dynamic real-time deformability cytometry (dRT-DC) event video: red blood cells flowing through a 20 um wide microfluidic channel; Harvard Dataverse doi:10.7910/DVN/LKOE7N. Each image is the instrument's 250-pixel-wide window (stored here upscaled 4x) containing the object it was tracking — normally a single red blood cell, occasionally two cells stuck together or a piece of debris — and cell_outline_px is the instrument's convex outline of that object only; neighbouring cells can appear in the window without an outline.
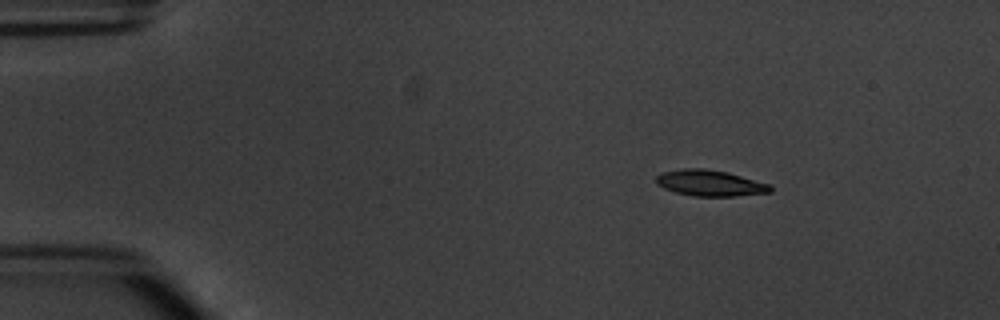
{"species": "common noctule bat (a hibernating species)", "species_latin": "Nyctalus noctula", "temperature_condition": "warm", "stored_images_in_passage": 4, "camera_frame_rate_fps": 3000, "um_per_image_px": 0.085, "animal": {"sex": "male", "body_mass_g": 20.1, "forearm_length_mm": 53.5}, "frame": {"image": 1, "passage_image": 2, "time_ms": 1.0, "image_size_px": [1000, 320], "cell_outline_px": [[772, 192], [736, 196], [692, 196], [676, 192], [664, 188], [656, 184], [656, 176], [660, 172], [680, 168], [704, 168], [728, 172], [772, 184]], "centroid_in_image_um": [60.36, 15.55], "position_along_channel_um": 24.6, "area_um2": 17.63}}